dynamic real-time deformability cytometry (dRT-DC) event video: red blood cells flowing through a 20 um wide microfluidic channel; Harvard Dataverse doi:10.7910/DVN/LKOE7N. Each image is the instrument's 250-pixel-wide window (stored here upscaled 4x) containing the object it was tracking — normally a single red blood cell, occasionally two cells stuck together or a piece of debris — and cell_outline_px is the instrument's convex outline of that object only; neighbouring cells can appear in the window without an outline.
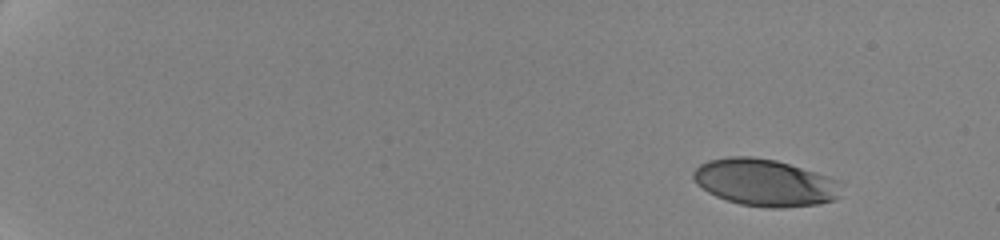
{"species": "human", "species_latin": "Homo sapiens", "temperature_condition": "cold", "stored_images_in_passage": 5, "camera_frame_rate_fps": 3000, "um_per_image_px": 0.085, "donor": {"sex": "female"}, "frame": {"image": 1, "passage_image": 1, "time_ms": 0.0, "image_size_px": [1000, 240], "cell_outline_px": [[840, 180], [836, 200], [820, 204], [780, 208], [768, 208], [740, 204], [716, 196], [708, 192], [696, 184], [692, 176], [692, 172], [700, 164], [708, 160], [728, 156], [752, 156], [776, 160], [828, 176]], "centroid_in_image_um": [64.98, 15.51], "position_along_channel_um": 20.0, "area_um2": 40.58}}